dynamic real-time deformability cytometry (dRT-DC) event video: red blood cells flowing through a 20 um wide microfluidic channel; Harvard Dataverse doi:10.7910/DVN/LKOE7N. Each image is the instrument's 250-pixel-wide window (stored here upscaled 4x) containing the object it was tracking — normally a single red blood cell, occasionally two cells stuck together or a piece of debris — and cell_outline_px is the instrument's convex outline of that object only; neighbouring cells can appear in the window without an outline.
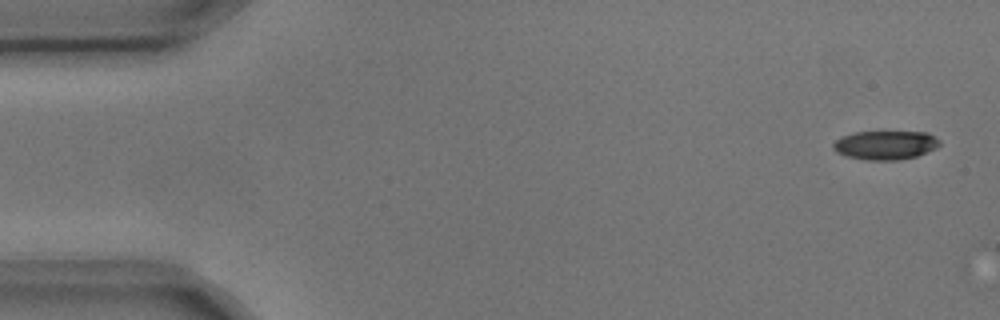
{"species": "common noctule bat (a hibernating species)", "species_latin": "Nyctalus noctula", "temperature_condition": "cold", "stored_images_in_passage": 5, "camera_frame_rate_fps": 3000, "um_per_image_px": 0.085, "animal": {"sex": "male", "body_mass_g": 17.9, "forearm_length_mm": 54.2}, "frame": {"image": 1, "passage_image": 1, "time_ms": 0.0, "image_size_px": [1000, 320], "cell_outline_px": [[940, 144], [936, 148], [916, 156], [896, 160], [868, 160], [848, 156], [836, 152], [832, 148], [832, 144], [840, 136], [856, 132], [928, 132], [940, 140]], "centroid_in_image_um": [75.25, 12.32], "position_along_channel_um": 9.8, "area_um2": 17.86}}